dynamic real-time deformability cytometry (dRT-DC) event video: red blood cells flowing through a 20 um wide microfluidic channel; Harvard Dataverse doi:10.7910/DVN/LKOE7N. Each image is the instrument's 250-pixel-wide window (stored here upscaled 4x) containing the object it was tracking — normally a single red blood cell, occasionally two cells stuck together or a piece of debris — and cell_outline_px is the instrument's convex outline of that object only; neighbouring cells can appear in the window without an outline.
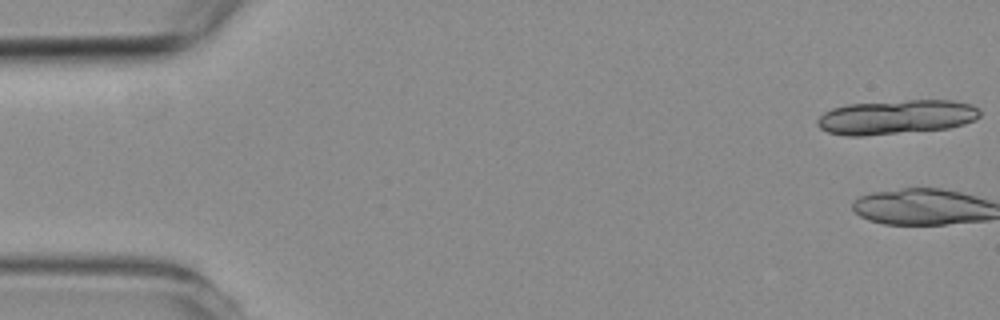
{"species": "common noctule bat (a hibernating species)", "species_latin": "Nyctalus noctula", "temperature_condition": "room temperature", "stored_images_in_passage": 5, "camera_frame_rate_fps": 3000, "um_per_image_px": 0.085, "animal": {"sex": "female", "body_mass_g": 19.3, "forearm_length_mm": 54.1}, "frame": {"image": 1, "passage_image": 1, "time_ms": 0.0, "image_size_px": [1000, 320], "cell_outline_px": [[980, 116], [976, 120], [964, 124], [948, 128], [864, 136], [848, 136], [828, 132], [820, 128], [816, 124], [816, 120], [824, 112], [832, 108], [848, 104], [908, 100], [952, 100], [972, 104], [980, 112]], "centroid_in_image_um": [76.18, 9.95], "position_along_channel_um": 8.8, "area_um2": 32.6}}